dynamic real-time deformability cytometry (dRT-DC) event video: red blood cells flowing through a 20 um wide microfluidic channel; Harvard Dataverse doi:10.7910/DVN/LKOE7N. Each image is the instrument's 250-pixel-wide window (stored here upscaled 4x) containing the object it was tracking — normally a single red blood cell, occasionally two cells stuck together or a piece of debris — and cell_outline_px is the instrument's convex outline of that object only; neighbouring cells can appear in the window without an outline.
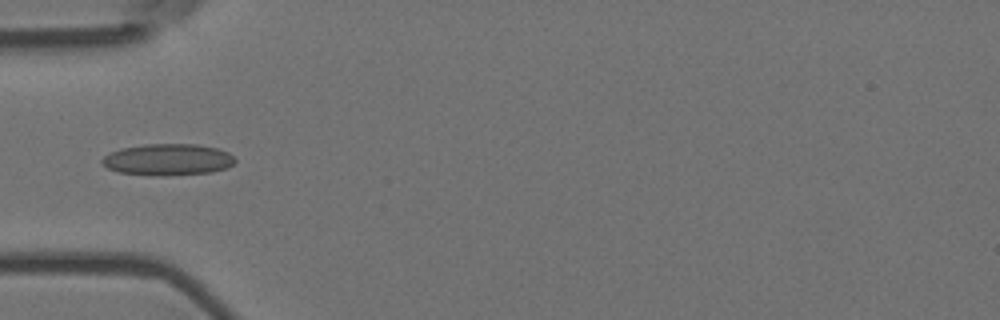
{"species": "Egyptian fruit bat (a non-hibernating species)", "species_latin": "Rousettus aegyptiacus", "temperature_condition": "room temperature", "stored_images_in_passage": 4, "camera_frame_rate_fps": 3000, "um_per_image_px": 0.085, "animal": {"sex": "female"}, "frame": {"image": 1, "passage_image": 1, "time_ms": 0.0, "image_size_px": [1000, 320], "cell_outline_px": [[236, 160], [228, 168], [212, 172], [164, 176], [156, 176], [116, 172], [100, 164], [100, 160], [104, 156], [120, 148], [144, 144], [196, 144], [216, 148], [228, 152]], "centroid_in_image_um": [14.23, 13.57], "position_along_channel_um": 70.8, "area_um2": 24.68}}
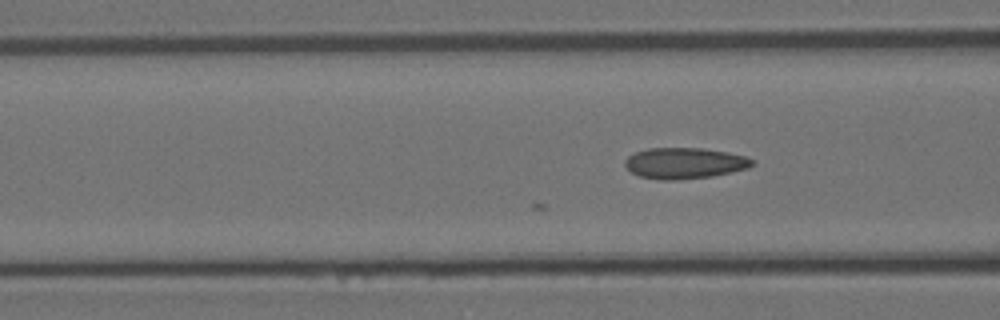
{"frame": {"image": 2, "passage_image": 4, "time_ms": 1.0, "image_size_px": [1000, 320], "cell_outline_px": [[752, 164], [748, 168], [732, 172], [712, 176], [676, 180], [660, 180], [640, 176], [632, 172], [624, 164], [624, 160], [628, 156], [636, 152], [648, 148], [700, 148], [728, 152], [744, 156], [752, 160]], "centroid_in_image_um": [58.16, 13.87], "position_along_channel_um": 108.4, "area_um2": 22.83}}